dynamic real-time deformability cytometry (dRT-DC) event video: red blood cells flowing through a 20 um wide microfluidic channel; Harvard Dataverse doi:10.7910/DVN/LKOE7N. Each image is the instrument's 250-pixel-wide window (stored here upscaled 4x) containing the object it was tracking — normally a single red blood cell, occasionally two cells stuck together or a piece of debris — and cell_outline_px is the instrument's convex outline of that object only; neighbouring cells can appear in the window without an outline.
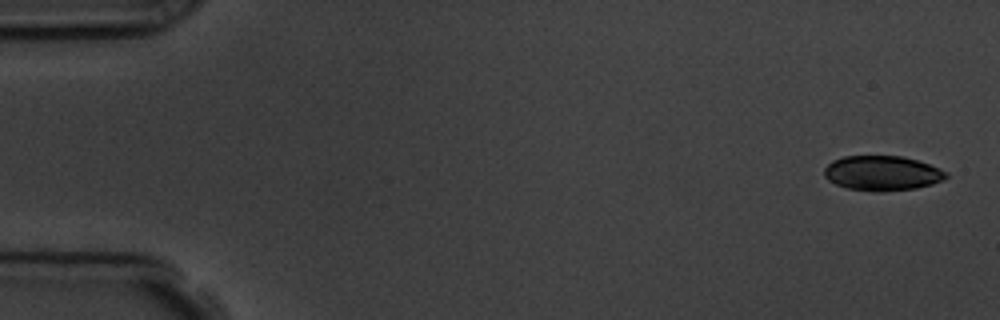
{"species": "common noctule bat (a hibernating species)", "species_latin": "Nyctalus noctula", "temperature_condition": "room temperature", "stored_images_in_passage": 5, "camera_frame_rate_fps": 3000, "um_per_image_px": 0.085, "animal": {"sex": "male", "body_mass_g": 19.5, "forearm_length_mm": 54.6}, "frame": {"image": 1, "passage_image": 1, "time_ms": 0.0, "image_size_px": [1000, 320], "cell_outline_px": [[948, 176], [944, 180], [932, 184], [916, 188], [880, 192], [872, 192], [848, 188], [836, 184], [828, 180], [824, 176], [824, 168], [832, 160], [844, 156], [904, 156], [940, 168], [948, 172]], "centroid_in_image_um": [74.99, 14.72], "position_along_channel_um": 10.0, "area_um2": 24.91}}
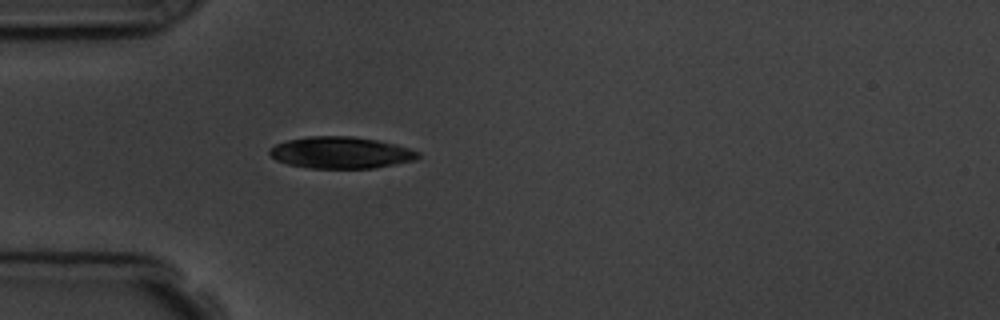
{"frame": {"image": 2, "passage_image": 5, "time_ms": 4.667, "image_size_px": [1000, 320], "cell_outline_px": [[420, 156], [416, 160], [372, 168], [308, 168], [288, 164], [276, 160], [268, 152], [276, 144], [288, 140], [308, 136], [352, 136], [376, 140], [396, 144], [420, 152]], "centroid_in_image_um": [28.99, 12.97], "position_along_channel_um": 56.0, "area_um2": 27.28}}